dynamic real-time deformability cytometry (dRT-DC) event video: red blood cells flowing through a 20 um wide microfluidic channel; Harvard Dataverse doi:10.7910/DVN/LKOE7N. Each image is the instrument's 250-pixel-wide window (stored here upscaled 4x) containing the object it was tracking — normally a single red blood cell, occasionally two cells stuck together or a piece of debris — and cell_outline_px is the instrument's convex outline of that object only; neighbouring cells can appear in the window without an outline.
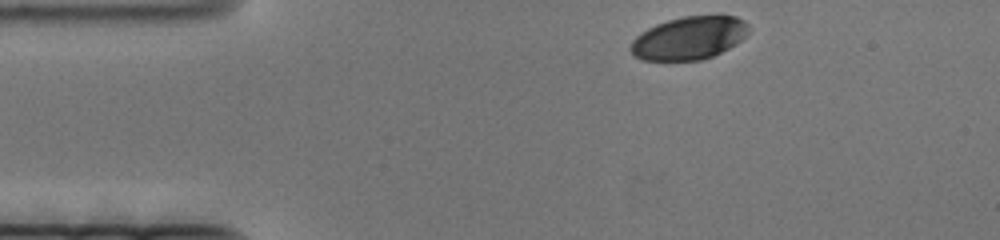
{"species": "human", "species_latin": "Homo sapiens", "temperature_condition": "cold", "stored_images_in_passage": 69, "camera_frame_rate_fps": 3000, "um_per_image_px": 0.085, "donor": {"sex": "female"}, "frame": {"image": 1, "passage_image": 1, "time_ms": 0.0, "image_size_px": [1000, 240], "cell_outline_px": [[748, 32], [736, 44], [712, 56], [700, 60], [644, 60], [636, 56], [628, 48], [632, 40], [640, 32], [656, 24], [668, 20], [684, 16], [716, 12], [720, 12], [736, 16], [744, 20], [748, 24]], "centroid_in_image_um": [58.6, 3.17], "position_along_channel_um": 26.4, "area_um2": 30.17}}
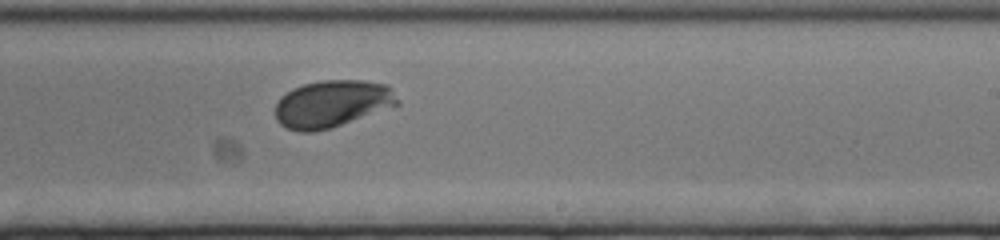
{"frame": {"image": 2, "passage_image": 36, "time_ms": 11.667, "image_size_px": [1000, 240], "cell_outline_px": [[400, 104], [332, 128], [312, 132], [300, 132], [288, 128], [280, 124], [276, 120], [276, 104], [280, 96], [292, 88], [304, 84], [320, 80], [364, 80], [388, 84], [392, 88], [400, 100]], "centroid_in_image_um": [28.25, 8.81], "position_along_channel_um": 260.8, "area_um2": 33.93}}
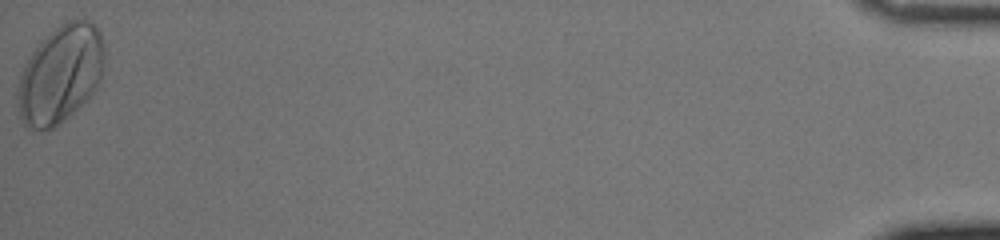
{"frame": {"image": 3, "passage_image": 69, "time_ms": 22.667, "image_size_px": [1000, 240], "cell_outline_px": [[104, 68], [100, 80], [96, 88], [88, 100], [60, 124], [52, 128], [32, 132], [24, 128], [16, 104], [16, 88], [24, 64], [40, 40], [60, 24], [68, 20], [88, 20], [100, 32], [104, 40]], "centroid_in_image_um": [5.11, 6.36], "position_along_channel_um": 430.1, "area_um2": 50.46}}